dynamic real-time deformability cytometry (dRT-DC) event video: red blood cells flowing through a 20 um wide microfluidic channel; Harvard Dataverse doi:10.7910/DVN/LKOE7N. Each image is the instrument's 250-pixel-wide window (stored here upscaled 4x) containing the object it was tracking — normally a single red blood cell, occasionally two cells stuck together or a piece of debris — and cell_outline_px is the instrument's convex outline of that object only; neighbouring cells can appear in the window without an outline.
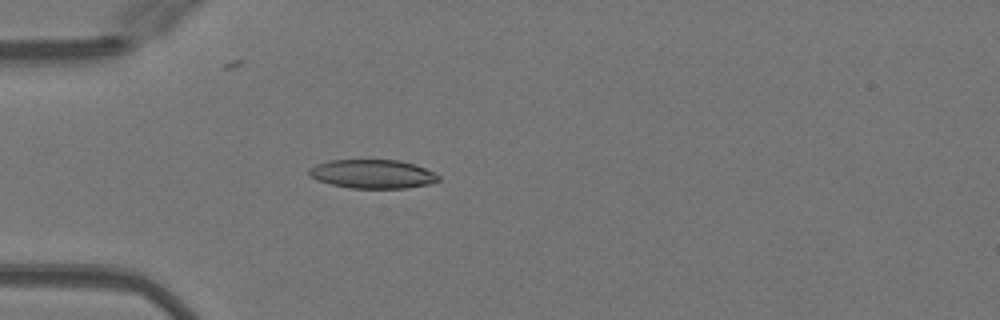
{"species": "Egyptian fruit bat (a non-hibernating species)", "species_latin": "Rousettus aegyptiacus", "temperature_condition": "warm", "stored_images_in_passage": 6, "camera_frame_rate_fps": 3000, "um_per_image_px": 0.085, "animal": {"sex": "female"}, "frame": {"image": 1, "passage_image": 2, "time_ms": 0.333, "image_size_px": [1000, 320], "cell_outline_px": [[440, 180], [428, 184], [408, 188], [352, 188], [332, 184], [308, 176], [308, 168], [316, 164], [328, 160], [400, 160], [416, 164], [440, 176]], "centroid_in_image_um": [31.66, 14.78], "position_along_channel_um": 53.3, "area_um2": 21.73}}
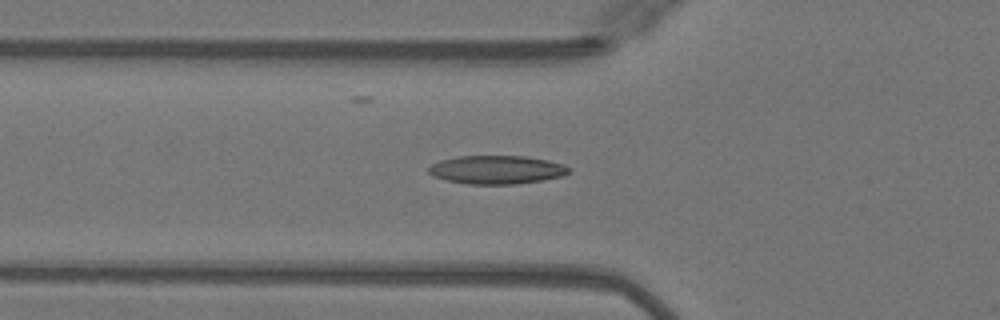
{"frame": {"image": 2, "passage_image": 5, "time_ms": 1.333, "image_size_px": [1000, 320], "cell_outline_px": [[572, 172], [564, 176], [516, 184], [468, 184], [448, 180], [436, 176], [428, 172], [428, 168], [432, 164], [440, 160], [460, 156], [524, 156], [548, 160], [564, 164], [572, 168]], "centroid_in_image_um": [42.29, 14.42], "position_along_channel_um": 83.5, "area_um2": 23.24}}